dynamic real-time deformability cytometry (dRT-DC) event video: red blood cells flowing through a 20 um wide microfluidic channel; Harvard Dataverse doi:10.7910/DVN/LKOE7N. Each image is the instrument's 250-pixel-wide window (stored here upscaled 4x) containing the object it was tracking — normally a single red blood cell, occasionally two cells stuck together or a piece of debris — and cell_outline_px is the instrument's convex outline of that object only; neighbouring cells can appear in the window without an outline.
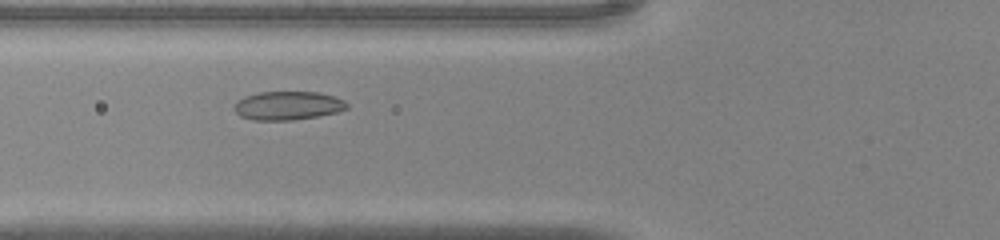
{"species": "common noctule bat (a hibernating species)", "species_latin": "Nyctalus noctula", "temperature_condition": "warm", "stored_images_in_passage": 37, "camera_frame_rate_fps": 3000, "um_per_image_px": 0.085, "animal": {"sex": "male", "body_mass_g": 20.0, "forearm_length_mm": 53.3}, "frame": {"image": 1, "passage_image": 10, "time_ms": 3.0, "image_size_px": [1000, 240], "cell_outline_px": [[348, 108], [340, 112], [320, 116], [292, 120], [252, 120], [240, 116], [232, 108], [236, 100], [244, 96], [260, 92], [320, 92], [344, 100], [348, 104]], "centroid_in_image_um": [24.45, 8.98], "position_along_channel_um": 101.3, "area_um2": 19.07}}
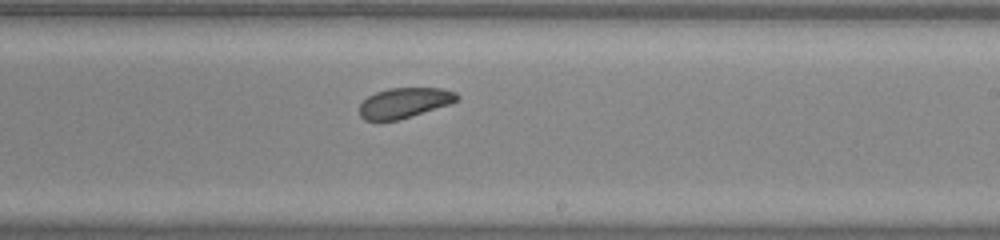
{"frame": {"image": 2, "passage_image": 20, "time_ms": 6.333, "image_size_px": [1000, 240], "cell_outline_px": [[460, 100], [452, 104], [396, 120], [364, 120], [360, 116], [360, 104], [368, 96], [376, 92], [388, 88], [440, 88], [456, 92], [460, 96]], "centroid_in_image_um": [34.42, 8.73], "position_along_channel_um": 254.6, "area_um2": 17.17}}
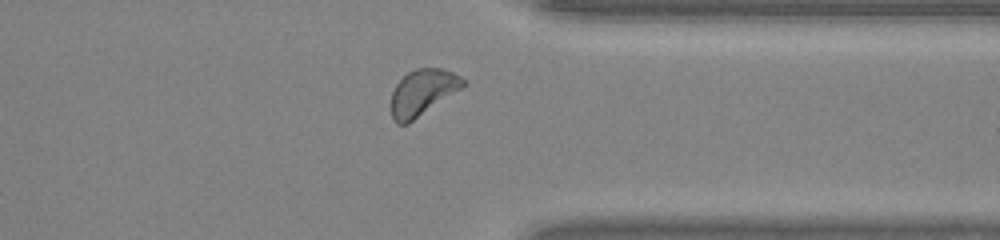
{"frame": {"image": 3, "passage_image": 28, "time_ms": 9.0, "image_size_px": [1000, 240], "cell_outline_px": [[468, 84], [408, 124], [396, 124], [392, 120], [392, 92], [396, 84], [408, 72], [416, 68], [440, 68], [452, 72], [468, 80]], "centroid_in_image_um": [35.95, 7.86], "position_along_channel_um": 375.5, "area_um2": 19.36}}